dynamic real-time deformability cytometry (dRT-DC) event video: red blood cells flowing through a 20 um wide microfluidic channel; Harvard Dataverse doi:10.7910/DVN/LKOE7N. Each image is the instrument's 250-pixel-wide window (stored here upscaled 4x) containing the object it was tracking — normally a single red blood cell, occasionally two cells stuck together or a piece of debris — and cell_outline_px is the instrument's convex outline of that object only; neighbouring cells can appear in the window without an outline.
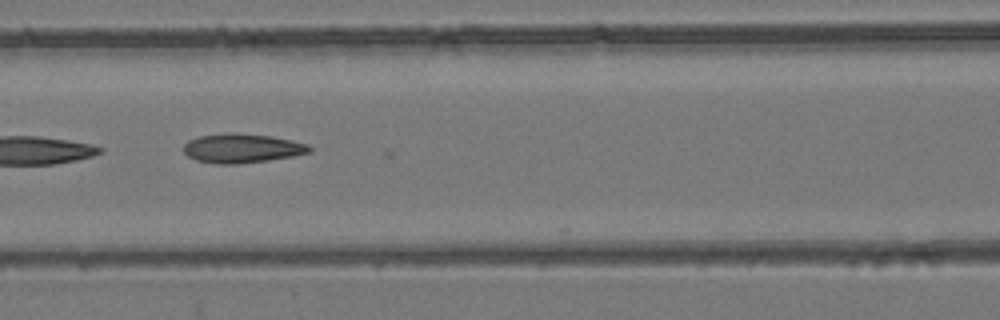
{"species": "common noctule bat (a hibernating species)", "species_latin": "Nyctalus noctula", "temperature_condition": "room temperature", "stored_images_in_passage": 8, "camera_frame_rate_fps": 3000, "um_per_image_px": 0.085, "animal": {"sex": "female", "body_mass_g": 24.6, "forearm_length_mm": 56.2}, "frame": {"image": 1, "passage_image": 6, "time_ms": 7.0, "image_size_px": [1000, 320], "cell_outline_px": [[312, 152], [292, 156], [268, 160], [240, 164], [216, 164], [196, 160], [188, 156], [184, 152], [184, 144], [188, 140], [200, 136], [268, 136], [292, 140], [308, 144], [312, 148]], "centroid_in_image_um": [20.61, 12.66], "position_along_channel_um": 146.0, "area_um2": 20.4}}
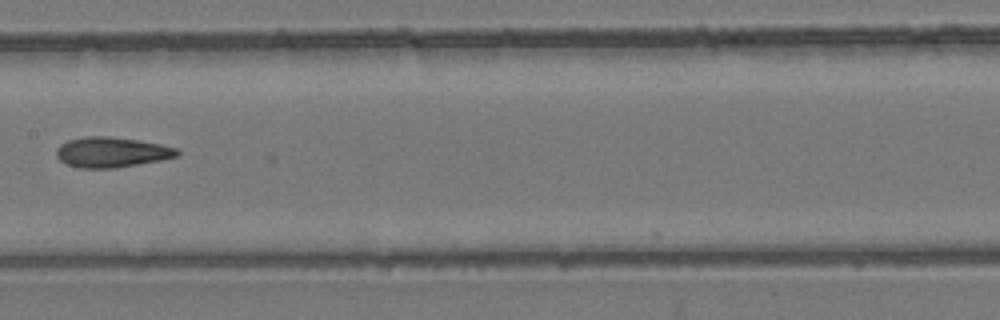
{"frame": {"image": 2, "passage_image": 7, "time_ms": 8.333, "image_size_px": [1000, 320], "cell_outline_px": [[180, 156], [160, 160], [116, 168], [80, 168], [68, 164], [60, 160], [56, 156], [56, 148], [60, 144], [68, 140], [84, 136], [108, 136], [136, 140], [160, 144], [176, 148], [180, 152]], "centroid_in_image_um": [9.48, 12.93], "position_along_channel_um": 197.9, "area_um2": 21.27}}
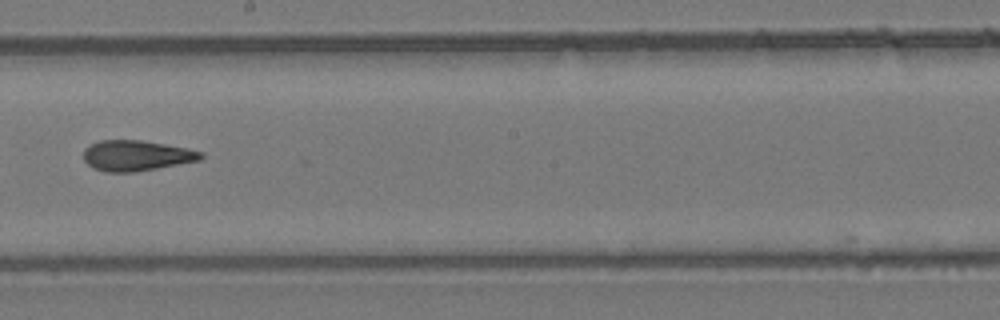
{"frame": {"image": 3, "passage_image": 8, "time_ms": 9.333, "image_size_px": [1000, 320], "cell_outline_px": [[204, 156], [200, 160], [156, 168], [132, 172], [108, 172], [96, 168], [88, 164], [84, 160], [84, 148], [100, 140], [140, 140], [188, 148], [204, 152]], "centroid_in_image_um": [11.61, 13.21], "position_along_channel_um": 236.6, "area_um2": 20.63}}